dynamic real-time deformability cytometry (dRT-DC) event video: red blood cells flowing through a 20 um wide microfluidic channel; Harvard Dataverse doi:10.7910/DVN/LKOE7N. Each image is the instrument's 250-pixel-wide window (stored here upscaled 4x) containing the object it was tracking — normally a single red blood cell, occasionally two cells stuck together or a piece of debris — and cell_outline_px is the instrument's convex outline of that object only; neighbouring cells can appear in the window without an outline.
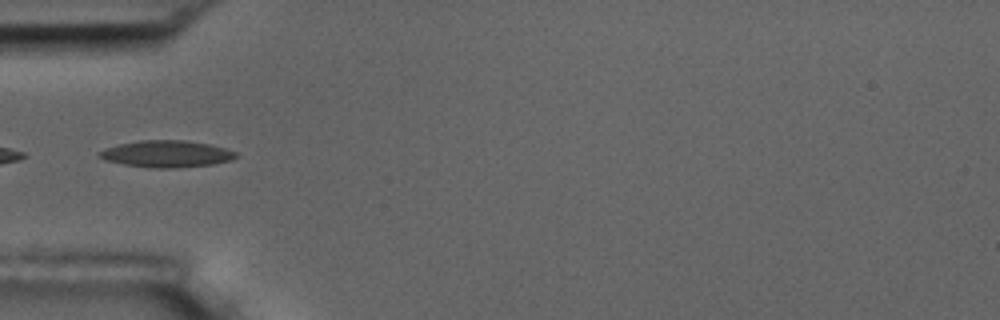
{"species": "common noctule bat (a hibernating species)", "species_latin": "Nyctalus noctula", "temperature_condition": "room temperature", "stored_images_in_passage": 9, "camera_frame_rate_fps": 3000, "um_per_image_px": 0.085, "animal": {"sex": "male", "body_mass_g": 17.5, "forearm_length_mm": 52.3}, "frame": {"image": 1, "passage_image": 4, "time_ms": 4.333, "image_size_px": [1000, 320], "cell_outline_px": [[240, 156], [232, 160], [212, 164], [176, 168], [156, 168], [124, 164], [104, 160], [96, 152], [120, 144], [140, 140], [184, 140], [208, 144], [224, 148], [236, 152]], "centroid_in_image_um": [14.19, 13.08], "position_along_channel_um": 70.8, "area_um2": 21.15}}
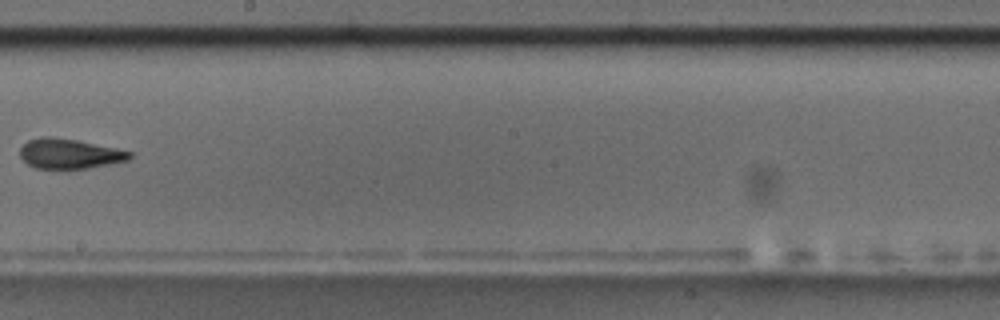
{"frame": {"image": 2, "passage_image": 8, "time_ms": 9.0, "image_size_px": [1000, 320], "cell_outline_px": [[132, 156], [128, 160], [88, 168], [64, 172], [36, 168], [28, 164], [20, 156], [20, 148], [28, 140], [44, 136], [52, 136], [76, 140], [116, 148], [132, 152]], "centroid_in_image_um": [5.87, 13.1], "position_along_channel_um": 242.3, "area_um2": 19.65}}
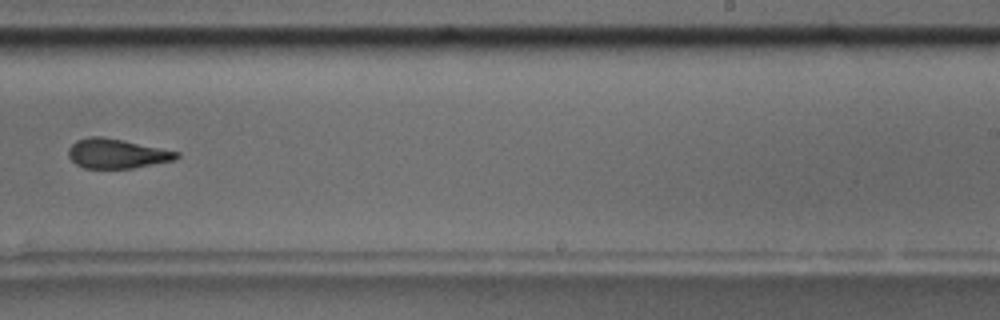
{"frame": {"image": 3, "passage_image": 9, "time_ms": 10.0, "image_size_px": [1000, 320], "cell_outline_px": [[180, 156], [176, 160], [132, 168], [84, 168], [76, 164], [68, 156], [68, 148], [76, 140], [88, 136], [104, 136], [124, 140], [180, 152]], "centroid_in_image_um": [9.93, 13.04], "position_along_channel_um": 279.1, "area_um2": 18.79}}